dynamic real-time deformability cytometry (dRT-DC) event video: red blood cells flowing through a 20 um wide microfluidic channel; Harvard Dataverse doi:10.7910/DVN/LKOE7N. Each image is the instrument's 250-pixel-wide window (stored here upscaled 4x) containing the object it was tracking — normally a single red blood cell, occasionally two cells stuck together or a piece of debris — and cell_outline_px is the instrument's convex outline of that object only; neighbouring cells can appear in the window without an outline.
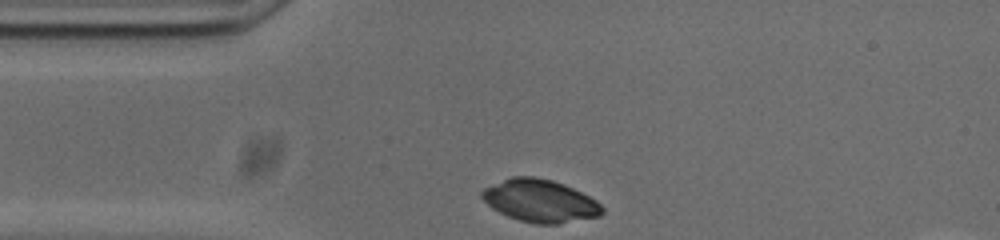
{"species": "common noctule bat (a hibernating species)", "species_latin": "Nyctalus noctula", "temperature_condition": "cold", "stored_images_in_passage": 30, "camera_frame_rate_fps": 3000, "um_per_image_px": 0.085, "animal": {"sex": "male", "body_mass_g": 20.0, "forearm_length_mm": 53.3}, "frame": {"image": 1, "passage_image": 1, "time_ms": 0.0, "image_size_px": [1000, 240], "cell_outline_px": [[604, 212], [600, 216], [556, 224], [532, 224], [508, 216], [492, 208], [480, 196], [480, 192], [484, 188], [512, 176], [536, 176], [552, 180], [564, 184], [596, 200], [604, 208]], "centroid_in_image_um": [45.9, 17.07], "position_along_channel_um": 39.1, "area_um2": 29.77}}
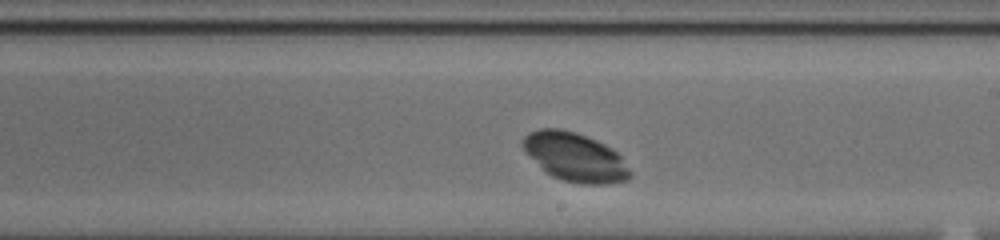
{"frame": {"image": 2, "passage_image": 19, "time_ms": 6.0, "image_size_px": [1000, 240], "cell_outline_px": [[632, 176], [628, 180], [604, 184], [580, 184], [564, 180], [552, 176], [544, 172], [524, 152], [520, 144], [520, 140], [528, 132], [540, 128], [560, 128], [576, 132], [596, 140], [604, 144], [616, 152], [620, 156], [632, 172]], "centroid_in_image_um": [48.82, 13.34], "position_along_channel_um": 240.2, "area_um2": 30.81}}
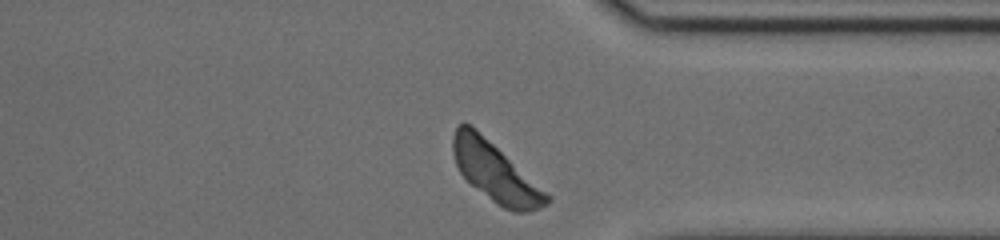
{"frame": {"image": 3, "passage_image": 30, "time_ms": 9.667, "image_size_px": [1000, 240], "cell_outline_px": [[552, 200], [548, 204], [540, 208], [528, 212], [512, 212], [496, 204], [472, 184], [460, 172], [456, 164], [452, 152], [452, 136], [456, 128], [464, 120], [492, 144], [552, 196]], "centroid_in_image_um": [42.12, 14.68], "position_along_channel_um": 369.3, "area_um2": 31.62}}